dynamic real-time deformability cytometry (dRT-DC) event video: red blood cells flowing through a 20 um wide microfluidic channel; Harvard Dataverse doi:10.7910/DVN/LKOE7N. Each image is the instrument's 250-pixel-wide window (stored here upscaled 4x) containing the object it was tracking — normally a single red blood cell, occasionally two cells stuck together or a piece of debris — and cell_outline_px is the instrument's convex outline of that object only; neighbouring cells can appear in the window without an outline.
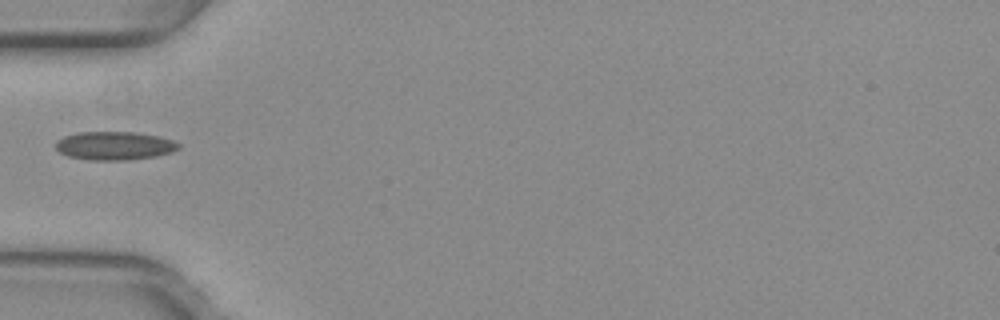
{"species": "common noctule bat (a hibernating species)", "species_latin": "Nyctalus noctula", "temperature_condition": "warm", "stored_images_in_passage": 35, "camera_frame_rate_fps": 3000, "um_per_image_px": 0.085, "animal": {"sex": "female", "body_mass_g": 29.2, "forearm_length_mm": 56.3}, "frame": {"image": 1, "passage_image": 1, "time_ms": 0.0, "image_size_px": [1000, 320], "cell_outline_px": [[180, 148], [172, 152], [156, 156], [128, 160], [88, 160], [68, 156], [60, 152], [56, 148], [56, 140], [64, 136], [80, 132], [136, 132], [160, 136], [172, 140], [180, 144]], "centroid_in_image_um": [9.75, 12.39], "position_along_channel_um": 75.3, "area_um2": 20.46}}
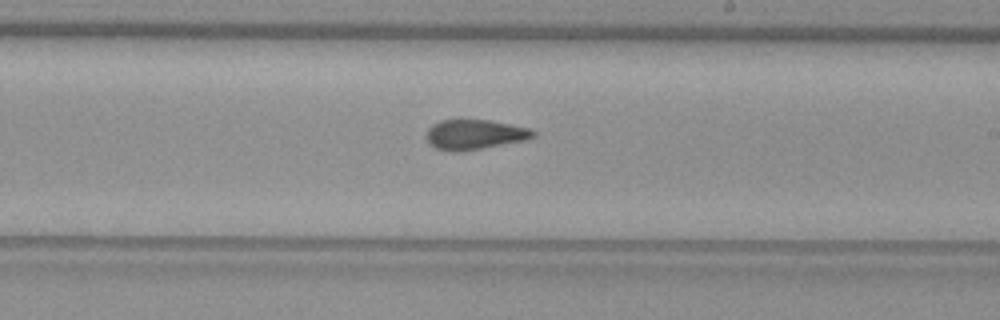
{"frame": {"image": 2, "passage_image": 14, "time_ms": 4.333, "image_size_px": [1000, 320], "cell_outline_px": [[536, 136], [528, 140], [460, 152], [452, 152], [436, 148], [428, 144], [428, 128], [432, 124], [440, 120], [488, 120], [532, 128], [536, 132]], "centroid_in_image_um": [40.39, 11.44], "position_along_channel_um": 248.6, "area_um2": 18.79}}
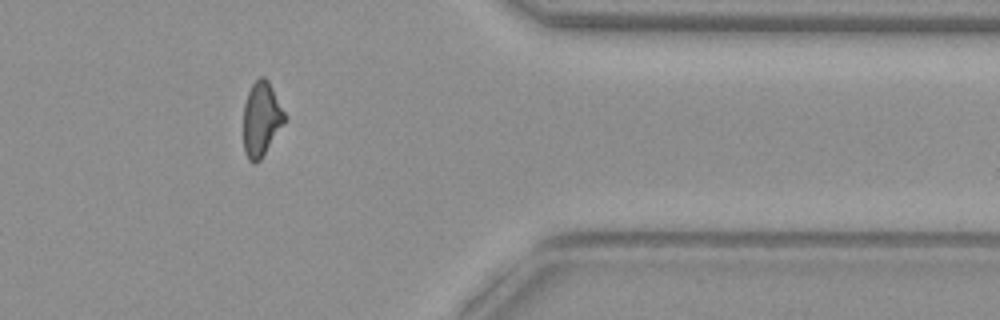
{"frame": {"image": 3, "passage_image": 26, "time_ms": 8.333, "image_size_px": [1000, 320], "cell_outline_px": [[288, 120], [260, 160], [256, 164], [252, 164], [248, 160], [244, 152], [244, 104], [248, 92], [252, 84], [260, 76], [264, 76], [268, 80], [288, 116]], "centroid_in_image_um": [22.25, 10.14], "position_along_channel_um": 389.1, "area_um2": 18.32}}